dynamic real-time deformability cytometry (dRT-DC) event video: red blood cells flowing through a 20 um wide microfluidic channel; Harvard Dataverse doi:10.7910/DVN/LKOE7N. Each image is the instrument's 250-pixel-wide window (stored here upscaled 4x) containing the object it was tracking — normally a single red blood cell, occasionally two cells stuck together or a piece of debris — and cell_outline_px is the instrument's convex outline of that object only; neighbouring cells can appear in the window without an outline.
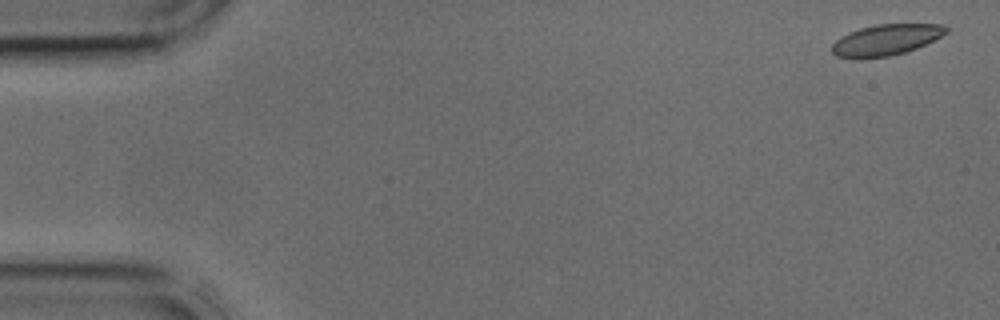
{"species": "common noctule bat (a hibernating species)", "species_latin": "Nyctalus noctula", "temperature_condition": "cold", "stored_images_in_passage": 3, "camera_frame_rate_fps": 3000, "um_per_image_px": 0.085, "animal": {"sex": "male", "body_mass_g": 17.9, "forearm_length_mm": 54.2}, "frame": {"image": 1, "passage_image": 1, "time_ms": 0.0, "image_size_px": [1000, 320], "cell_outline_px": [[948, 32], [916, 48], [904, 52], [888, 56], [860, 60], [836, 56], [832, 52], [832, 44], [840, 36], [860, 28], [876, 24], [944, 24], [948, 28]], "centroid_in_image_um": [75.26, 3.4], "position_along_channel_um": 9.7, "area_um2": 20.69}}
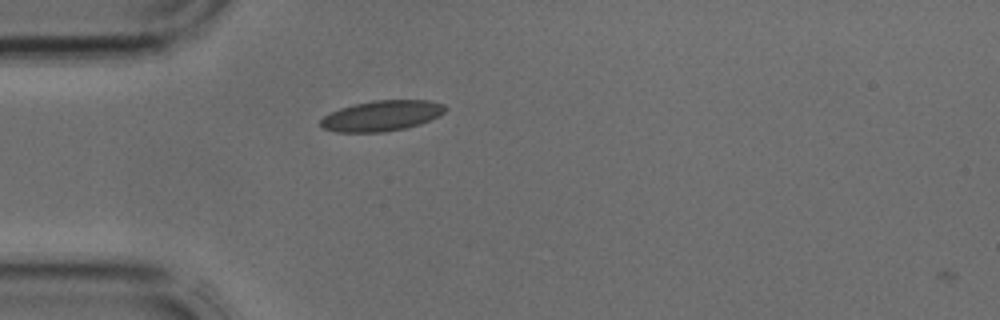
{"frame": {"image": 2, "passage_image": 3, "time_ms": 0.667, "image_size_px": [1000, 320], "cell_outline_px": [[448, 108], [440, 116], [420, 124], [404, 128], [384, 132], [336, 132], [324, 128], [320, 124], [320, 120], [324, 116], [340, 108], [372, 100], [428, 100], [444, 104]], "centroid_in_image_um": [32.48, 9.83], "position_along_channel_um": 52.5, "area_um2": 22.14}}